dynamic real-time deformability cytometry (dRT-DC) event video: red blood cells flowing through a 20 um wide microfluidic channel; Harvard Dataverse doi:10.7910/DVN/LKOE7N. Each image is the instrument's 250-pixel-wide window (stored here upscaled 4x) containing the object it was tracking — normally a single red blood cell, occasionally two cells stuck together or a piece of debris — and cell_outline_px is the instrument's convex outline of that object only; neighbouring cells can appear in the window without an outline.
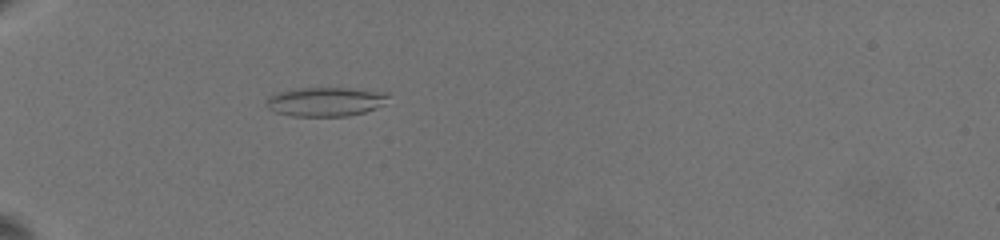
{"species": "common noctule bat (a hibernating species)", "species_latin": "Nyctalus noctula", "temperature_condition": "warm", "stored_images_in_passage": 25, "camera_frame_rate_fps": 3000, "um_per_image_px": 0.085, "animal": {"sex": "female", "body_mass_g": 19.5, "forearm_length_mm": 54.1}, "frame": {"image": 1, "passage_image": 1, "time_ms": 0.0, "image_size_px": [1000, 240], "cell_outline_px": [[388, 96], [384, 104], [376, 108], [364, 112], [348, 116], [292, 116], [276, 112], [268, 108], [268, 96], [276, 92], [296, 88], [352, 88], [388, 92]], "centroid_in_image_um": [27.68, 8.63], "position_along_channel_um": 57.3, "area_um2": 20.75}}
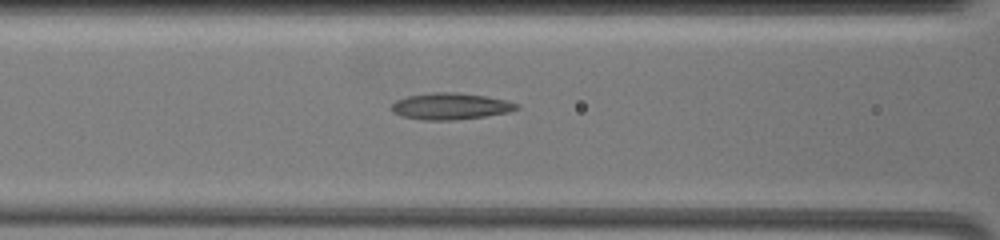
{"frame": {"image": 2, "passage_image": 16, "time_ms": 2.667, "image_size_px": [1000, 240], "cell_outline_px": [[520, 108], [508, 112], [484, 116], [452, 120], [424, 120], [400, 116], [392, 112], [392, 104], [396, 100], [408, 96], [432, 92], [456, 92], [484, 96], [508, 100], [520, 104]], "centroid_in_image_um": [38.3, 9.03], "position_along_channel_um": 128.3, "area_um2": 19.36}}
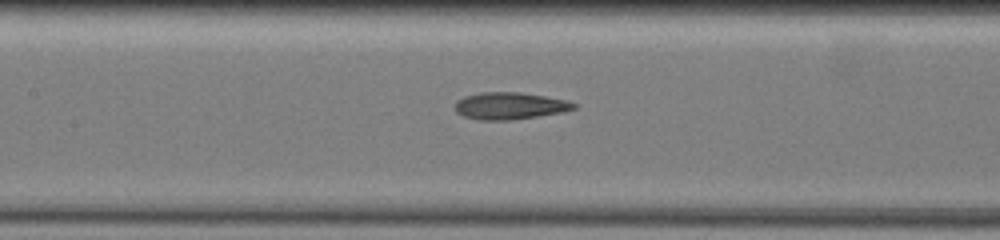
{"frame": {"image": 3, "passage_image": 23, "time_ms": 3.667, "image_size_px": [1000, 240], "cell_outline_px": [[576, 108], [564, 112], [508, 120], [476, 120], [464, 116], [456, 112], [456, 100], [464, 96], [480, 92], [520, 92], [568, 100], [576, 104]], "centroid_in_image_um": [43.32, 8.99], "position_along_channel_um": 164.1, "area_um2": 18.73}}